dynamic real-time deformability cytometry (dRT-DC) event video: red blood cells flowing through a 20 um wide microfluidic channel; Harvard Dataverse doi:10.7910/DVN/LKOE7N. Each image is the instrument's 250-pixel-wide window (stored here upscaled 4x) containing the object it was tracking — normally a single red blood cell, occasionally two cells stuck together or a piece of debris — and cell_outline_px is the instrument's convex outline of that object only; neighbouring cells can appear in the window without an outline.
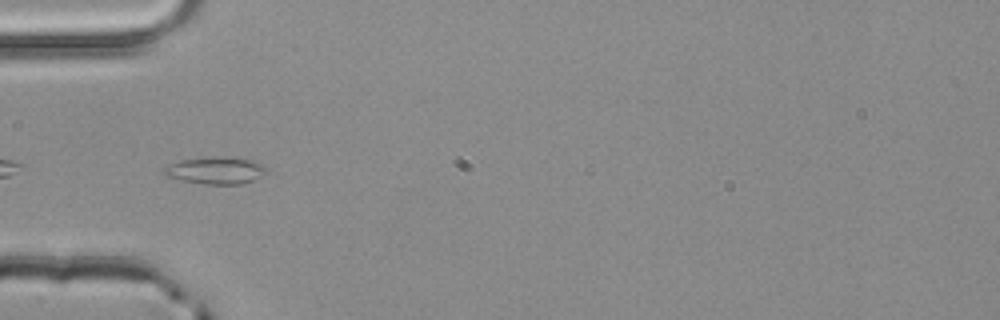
{"species": "common noctule bat (a hibernating species)", "species_latin": "Nyctalus noctula", "temperature_condition": "room temperature", "stored_images_in_passage": 2, "camera_frame_rate_fps": 3000, "um_per_image_px": 0.085, "animal": {"sex": "male", "body_mass_g": 20.4}, "frame": {"image": 1, "passage_image": 2, "time_ms": 0.333, "image_size_px": [1000, 320], "cell_outline_px": [[268, 172], [252, 180], [240, 184], [204, 184], [164, 176], [160, 172], [164, 168], [180, 160], [216, 156], [236, 156], [256, 160], [264, 164]], "centroid_in_image_um": [18.38, 14.46], "position_along_channel_um": 66.6, "area_um2": 16.47}}